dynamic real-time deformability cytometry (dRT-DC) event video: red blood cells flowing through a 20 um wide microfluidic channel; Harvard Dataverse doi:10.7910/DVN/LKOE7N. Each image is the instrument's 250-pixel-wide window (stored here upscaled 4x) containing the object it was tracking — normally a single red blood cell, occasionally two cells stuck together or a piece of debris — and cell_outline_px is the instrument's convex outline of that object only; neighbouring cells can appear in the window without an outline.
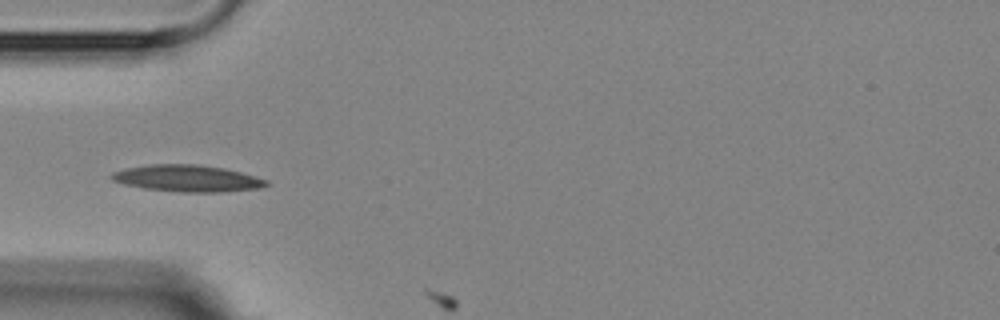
{"species": "Egyptian fruit bat (a non-hibernating species)", "species_latin": "Rousettus aegyptiacus", "temperature_condition": "room temperature", "stored_images_in_passage": 5, "camera_frame_rate_fps": 3000, "um_per_image_px": 0.085, "animal": {"sex": "female"}, "frame": {"image": 1, "passage_image": 4, "time_ms": 3.333, "image_size_px": [1000, 320], "cell_outline_px": [[268, 184], [256, 188], [220, 192], [184, 192], [144, 188], [124, 184], [112, 180], [108, 176], [112, 172], [124, 168], [148, 164], [200, 164], [224, 168], [256, 176], [268, 180]], "centroid_in_image_um": [15.87, 15.14], "position_along_channel_um": 69.1, "area_um2": 24.04}}